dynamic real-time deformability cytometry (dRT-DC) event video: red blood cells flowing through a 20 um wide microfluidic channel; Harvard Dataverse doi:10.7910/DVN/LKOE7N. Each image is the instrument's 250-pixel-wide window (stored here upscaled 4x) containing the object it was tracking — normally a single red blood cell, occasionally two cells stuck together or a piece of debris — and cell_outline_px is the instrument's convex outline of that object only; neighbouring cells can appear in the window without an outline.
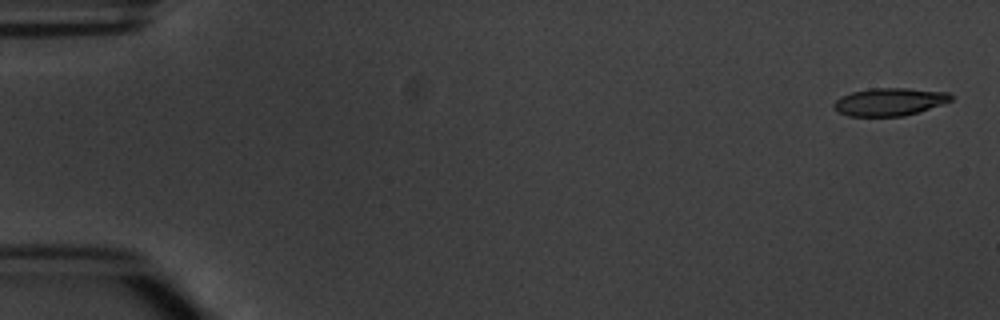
{"species": "common noctule bat (a hibernating species)", "species_latin": "Nyctalus noctula", "temperature_condition": "warm", "stored_images_in_passage": 5, "camera_frame_rate_fps": 3000, "um_per_image_px": 0.085, "animal": {"sex": "male", "body_mass_g": 20.1, "forearm_length_mm": 53.5}, "frame": {"image": 1, "passage_image": 1, "time_ms": 0.0, "image_size_px": [1000, 320], "cell_outline_px": [[952, 100], [944, 104], [904, 116], [848, 116], [832, 108], [832, 104], [840, 96], [852, 92], [872, 88], [908, 88], [948, 92], [952, 96]], "centroid_in_image_um": [75.6, 8.65], "position_along_channel_um": 9.4, "area_um2": 19.02}}
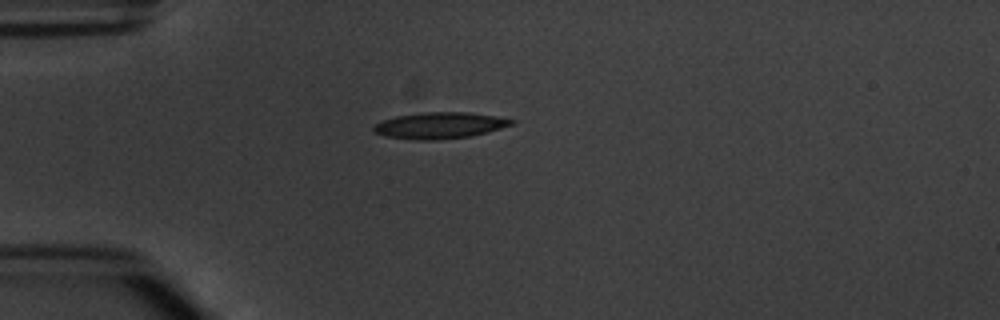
{"frame": {"image": 2, "passage_image": 4, "time_ms": 4.333, "image_size_px": [1000, 320], "cell_outline_px": [[516, 124], [488, 132], [468, 136], [436, 140], [416, 140], [388, 136], [376, 132], [372, 128], [376, 124], [384, 120], [396, 116], [424, 112], [468, 112], [496, 116], [516, 120]], "centroid_in_image_um": [37.45, 10.65], "position_along_channel_um": 47.6, "area_um2": 20.98}}